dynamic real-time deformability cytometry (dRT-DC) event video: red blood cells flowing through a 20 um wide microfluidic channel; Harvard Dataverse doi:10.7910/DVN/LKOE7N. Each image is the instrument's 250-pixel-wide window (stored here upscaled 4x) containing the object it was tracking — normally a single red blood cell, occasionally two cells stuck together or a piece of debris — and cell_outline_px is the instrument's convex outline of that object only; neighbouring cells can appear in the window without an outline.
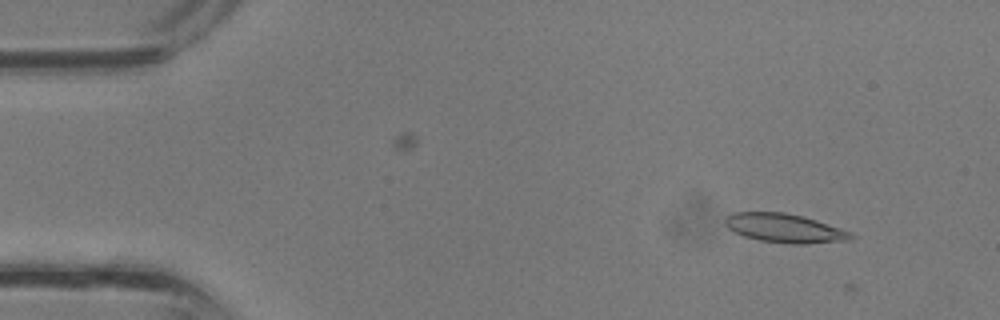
{"species": "common noctule bat (a hibernating species)", "species_latin": "Nyctalus noctula", "temperature_condition": "room temperature", "stored_images_in_passage": 2, "camera_frame_rate_fps": 3000, "um_per_image_px": 0.085, "animal": {"sex": "male", "body_mass_g": 13.3}, "frame": {"image": 1, "passage_image": 1, "time_ms": 0.0, "image_size_px": [1000, 320], "cell_outline_px": [[856, 236], [852, 240], [804, 244], [792, 244], [760, 240], [744, 236], [728, 228], [724, 224], [724, 216], [732, 212], [784, 212], [804, 216], [816, 220], [848, 232]], "centroid_in_image_um": [66.65, 19.39], "position_along_channel_um": 18.4, "area_um2": 21.15}}